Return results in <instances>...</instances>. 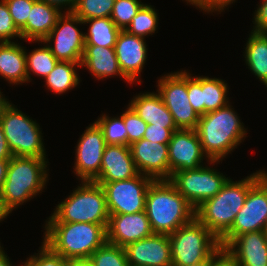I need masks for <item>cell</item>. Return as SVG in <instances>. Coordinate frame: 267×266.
<instances>
[{
	"mask_svg": "<svg viewBox=\"0 0 267 266\" xmlns=\"http://www.w3.org/2000/svg\"><path fill=\"white\" fill-rule=\"evenodd\" d=\"M259 170L239 181L228 179L222 189L195 209V217L219 240L229 231L249 189L266 173Z\"/></svg>",
	"mask_w": 267,
	"mask_h": 266,
	"instance_id": "1",
	"label": "cell"
},
{
	"mask_svg": "<svg viewBox=\"0 0 267 266\" xmlns=\"http://www.w3.org/2000/svg\"><path fill=\"white\" fill-rule=\"evenodd\" d=\"M145 213L154 234L170 235L195 217V209L170 180H153L146 194Z\"/></svg>",
	"mask_w": 267,
	"mask_h": 266,
	"instance_id": "2",
	"label": "cell"
},
{
	"mask_svg": "<svg viewBox=\"0 0 267 266\" xmlns=\"http://www.w3.org/2000/svg\"><path fill=\"white\" fill-rule=\"evenodd\" d=\"M195 130L204 154L213 161H222L247 135L230 104L201 115Z\"/></svg>",
	"mask_w": 267,
	"mask_h": 266,
	"instance_id": "3",
	"label": "cell"
},
{
	"mask_svg": "<svg viewBox=\"0 0 267 266\" xmlns=\"http://www.w3.org/2000/svg\"><path fill=\"white\" fill-rule=\"evenodd\" d=\"M107 225L46 222L43 243L65 259L89 258L107 242Z\"/></svg>",
	"mask_w": 267,
	"mask_h": 266,
	"instance_id": "4",
	"label": "cell"
},
{
	"mask_svg": "<svg viewBox=\"0 0 267 266\" xmlns=\"http://www.w3.org/2000/svg\"><path fill=\"white\" fill-rule=\"evenodd\" d=\"M46 158L13 156L0 192L1 199L13 211L40 194L48 181Z\"/></svg>",
	"mask_w": 267,
	"mask_h": 266,
	"instance_id": "5",
	"label": "cell"
},
{
	"mask_svg": "<svg viewBox=\"0 0 267 266\" xmlns=\"http://www.w3.org/2000/svg\"><path fill=\"white\" fill-rule=\"evenodd\" d=\"M78 188L59 203L46 222H85L108 225L109 211L104 189L93 181H81Z\"/></svg>",
	"mask_w": 267,
	"mask_h": 266,
	"instance_id": "6",
	"label": "cell"
},
{
	"mask_svg": "<svg viewBox=\"0 0 267 266\" xmlns=\"http://www.w3.org/2000/svg\"><path fill=\"white\" fill-rule=\"evenodd\" d=\"M172 266H190L210 260L220 248L219 239L196 217L169 235Z\"/></svg>",
	"mask_w": 267,
	"mask_h": 266,
	"instance_id": "7",
	"label": "cell"
},
{
	"mask_svg": "<svg viewBox=\"0 0 267 266\" xmlns=\"http://www.w3.org/2000/svg\"><path fill=\"white\" fill-rule=\"evenodd\" d=\"M15 107L10 103L0 119L12 155L46 158L39 124Z\"/></svg>",
	"mask_w": 267,
	"mask_h": 266,
	"instance_id": "8",
	"label": "cell"
},
{
	"mask_svg": "<svg viewBox=\"0 0 267 266\" xmlns=\"http://www.w3.org/2000/svg\"><path fill=\"white\" fill-rule=\"evenodd\" d=\"M267 222V172L249 189L243 207L235 216L229 231L219 240L226 248L237 236L263 231Z\"/></svg>",
	"mask_w": 267,
	"mask_h": 266,
	"instance_id": "9",
	"label": "cell"
},
{
	"mask_svg": "<svg viewBox=\"0 0 267 266\" xmlns=\"http://www.w3.org/2000/svg\"><path fill=\"white\" fill-rule=\"evenodd\" d=\"M158 94L172 114L178 129H196L199 114L189 102L187 93V71L180 70L160 77L157 81Z\"/></svg>",
	"mask_w": 267,
	"mask_h": 266,
	"instance_id": "10",
	"label": "cell"
},
{
	"mask_svg": "<svg viewBox=\"0 0 267 266\" xmlns=\"http://www.w3.org/2000/svg\"><path fill=\"white\" fill-rule=\"evenodd\" d=\"M214 168L201 166L196 169L177 171L170 181L188 203L194 208H198L204 201L214 197L228 181Z\"/></svg>",
	"mask_w": 267,
	"mask_h": 266,
	"instance_id": "11",
	"label": "cell"
},
{
	"mask_svg": "<svg viewBox=\"0 0 267 266\" xmlns=\"http://www.w3.org/2000/svg\"><path fill=\"white\" fill-rule=\"evenodd\" d=\"M76 24L82 25L83 21L73 12L63 11L51 32L42 41L34 42L47 44L58 61L81 63L85 39Z\"/></svg>",
	"mask_w": 267,
	"mask_h": 266,
	"instance_id": "12",
	"label": "cell"
},
{
	"mask_svg": "<svg viewBox=\"0 0 267 266\" xmlns=\"http://www.w3.org/2000/svg\"><path fill=\"white\" fill-rule=\"evenodd\" d=\"M152 181L139 173L128 180L95 183L104 189L109 214H133L145 211L146 194Z\"/></svg>",
	"mask_w": 267,
	"mask_h": 266,
	"instance_id": "13",
	"label": "cell"
},
{
	"mask_svg": "<svg viewBox=\"0 0 267 266\" xmlns=\"http://www.w3.org/2000/svg\"><path fill=\"white\" fill-rule=\"evenodd\" d=\"M106 146L103 133L94 122L86 127L75 147L74 173L81 181H95L100 174Z\"/></svg>",
	"mask_w": 267,
	"mask_h": 266,
	"instance_id": "14",
	"label": "cell"
},
{
	"mask_svg": "<svg viewBox=\"0 0 267 266\" xmlns=\"http://www.w3.org/2000/svg\"><path fill=\"white\" fill-rule=\"evenodd\" d=\"M168 157L171 177L177 171L191 170L203 166V159L208 160L210 164L220 162L207 158L195 129H178L173 132L168 143Z\"/></svg>",
	"mask_w": 267,
	"mask_h": 266,
	"instance_id": "15",
	"label": "cell"
},
{
	"mask_svg": "<svg viewBox=\"0 0 267 266\" xmlns=\"http://www.w3.org/2000/svg\"><path fill=\"white\" fill-rule=\"evenodd\" d=\"M229 88L222 79L194 76L187 72V93L191 106L199 116L229 104Z\"/></svg>",
	"mask_w": 267,
	"mask_h": 266,
	"instance_id": "16",
	"label": "cell"
},
{
	"mask_svg": "<svg viewBox=\"0 0 267 266\" xmlns=\"http://www.w3.org/2000/svg\"><path fill=\"white\" fill-rule=\"evenodd\" d=\"M129 147L140 174L153 180H170L168 143L141 139L132 143Z\"/></svg>",
	"mask_w": 267,
	"mask_h": 266,
	"instance_id": "17",
	"label": "cell"
},
{
	"mask_svg": "<svg viewBox=\"0 0 267 266\" xmlns=\"http://www.w3.org/2000/svg\"><path fill=\"white\" fill-rule=\"evenodd\" d=\"M129 266H172L169 235L153 234L125 247Z\"/></svg>",
	"mask_w": 267,
	"mask_h": 266,
	"instance_id": "18",
	"label": "cell"
},
{
	"mask_svg": "<svg viewBox=\"0 0 267 266\" xmlns=\"http://www.w3.org/2000/svg\"><path fill=\"white\" fill-rule=\"evenodd\" d=\"M106 231L107 242L120 247H126L132 242L154 234L145 211L133 214H110Z\"/></svg>",
	"mask_w": 267,
	"mask_h": 266,
	"instance_id": "19",
	"label": "cell"
},
{
	"mask_svg": "<svg viewBox=\"0 0 267 266\" xmlns=\"http://www.w3.org/2000/svg\"><path fill=\"white\" fill-rule=\"evenodd\" d=\"M144 39L121 30L114 46L120 70L131 83L137 80L141 83L138 77L145 65L148 50Z\"/></svg>",
	"mask_w": 267,
	"mask_h": 266,
	"instance_id": "20",
	"label": "cell"
},
{
	"mask_svg": "<svg viewBox=\"0 0 267 266\" xmlns=\"http://www.w3.org/2000/svg\"><path fill=\"white\" fill-rule=\"evenodd\" d=\"M138 174L129 146L106 144L100 174L94 182L128 180Z\"/></svg>",
	"mask_w": 267,
	"mask_h": 266,
	"instance_id": "21",
	"label": "cell"
},
{
	"mask_svg": "<svg viewBox=\"0 0 267 266\" xmlns=\"http://www.w3.org/2000/svg\"><path fill=\"white\" fill-rule=\"evenodd\" d=\"M225 250L238 266H267V238L263 231L241 234Z\"/></svg>",
	"mask_w": 267,
	"mask_h": 266,
	"instance_id": "22",
	"label": "cell"
},
{
	"mask_svg": "<svg viewBox=\"0 0 267 266\" xmlns=\"http://www.w3.org/2000/svg\"><path fill=\"white\" fill-rule=\"evenodd\" d=\"M62 11L56 6L36 0L30 10L26 25L20 30L21 40L42 41L56 25Z\"/></svg>",
	"mask_w": 267,
	"mask_h": 266,
	"instance_id": "23",
	"label": "cell"
},
{
	"mask_svg": "<svg viewBox=\"0 0 267 266\" xmlns=\"http://www.w3.org/2000/svg\"><path fill=\"white\" fill-rule=\"evenodd\" d=\"M82 66L86 67L96 80L119 75L125 82L131 83L120 70L114 47L85 45Z\"/></svg>",
	"mask_w": 267,
	"mask_h": 266,
	"instance_id": "24",
	"label": "cell"
},
{
	"mask_svg": "<svg viewBox=\"0 0 267 266\" xmlns=\"http://www.w3.org/2000/svg\"><path fill=\"white\" fill-rule=\"evenodd\" d=\"M137 115L147 124L164 126V128H177L172 114L163 103L161 96L156 92L140 93L133 97L128 104Z\"/></svg>",
	"mask_w": 267,
	"mask_h": 266,
	"instance_id": "25",
	"label": "cell"
},
{
	"mask_svg": "<svg viewBox=\"0 0 267 266\" xmlns=\"http://www.w3.org/2000/svg\"><path fill=\"white\" fill-rule=\"evenodd\" d=\"M25 52L16 42H0V76L9 84L28 82Z\"/></svg>",
	"mask_w": 267,
	"mask_h": 266,
	"instance_id": "26",
	"label": "cell"
},
{
	"mask_svg": "<svg viewBox=\"0 0 267 266\" xmlns=\"http://www.w3.org/2000/svg\"><path fill=\"white\" fill-rule=\"evenodd\" d=\"M245 48V63L251 73L267 86V32L251 31Z\"/></svg>",
	"mask_w": 267,
	"mask_h": 266,
	"instance_id": "27",
	"label": "cell"
},
{
	"mask_svg": "<svg viewBox=\"0 0 267 266\" xmlns=\"http://www.w3.org/2000/svg\"><path fill=\"white\" fill-rule=\"evenodd\" d=\"M76 67L81 68V63L58 61L45 78L47 88L60 95L77 87L80 78L79 74L76 73Z\"/></svg>",
	"mask_w": 267,
	"mask_h": 266,
	"instance_id": "28",
	"label": "cell"
},
{
	"mask_svg": "<svg viewBox=\"0 0 267 266\" xmlns=\"http://www.w3.org/2000/svg\"><path fill=\"white\" fill-rule=\"evenodd\" d=\"M84 24H90L89 33H84L85 45L115 46L121 29L115 25L110 17L84 20Z\"/></svg>",
	"mask_w": 267,
	"mask_h": 266,
	"instance_id": "29",
	"label": "cell"
},
{
	"mask_svg": "<svg viewBox=\"0 0 267 266\" xmlns=\"http://www.w3.org/2000/svg\"><path fill=\"white\" fill-rule=\"evenodd\" d=\"M25 56L28 82L31 80V72L45 79L58 62L47 44L44 47L35 48L29 54L25 52Z\"/></svg>",
	"mask_w": 267,
	"mask_h": 266,
	"instance_id": "30",
	"label": "cell"
},
{
	"mask_svg": "<svg viewBox=\"0 0 267 266\" xmlns=\"http://www.w3.org/2000/svg\"><path fill=\"white\" fill-rule=\"evenodd\" d=\"M158 14L151 5L144 4L125 29L128 33L145 38L155 33L158 27Z\"/></svg>",
	"mask_w": 267,
	"mask_h": 266,
	"instance_id": "31",
	"label": "cell"
},
{
	"mask_svg": "<svg viewBox=\"0 0 267 266\" xmlns=\"http://www.w3.org/2000/svg\"><path fill=\"white\" fill-rule=\"evenodd\" d=\"M95 123L101 129L106 144L128 146V135L124 125L123 113L114 118L102 114Z\"/></svg>",
	"mask_w": 267,
	"mask_h": 266,
	"instance_id": "32",
	"label": "cell"
},
{
	"mask_svg": "<svg viewBox=\"0 0 267 266\" xmlns=\"http://www.w3.org/2000/svg\"><path fill=\"white\" fill-rule=\"evenodd\" d=\"M89 261L93 266H129L125 247L108 242L96 249Z\"/></svg>",
	"mask_w": 267,
	"mask_h": 266,
	"instance_id": "33",
	"label": "cell"
},
{
	"mask_svg": "<svg viewBox=\"0 0 267 266\" xmlns=\"http://www.w3.org/2000/svg\"><path fill=\"white\" fill-rule=\"evenodd\" d=\"M115 0H77L72 12L82 21L110 17Z\"/></svg>",
	"mask_w": 267,
	"mask_h": 266,
	"instance_id": "34",
	"label": "cell"
},
{
	"mask_svg": "<svg viewBox=\"0 0 267 266\" xmlns=\"http://www.w3.org/2000/svg\"><path fill=\"white\" fill-rule=\"evenodd\" d=\"M144 4L140 0H115L111 20L121 30H125Z\"/></svg>",
	"mask_w": 267,
	"mask_h": 266,
	"instance_id": "35",
	"label": "cell"
},
{
	"mask_svg": "<svg viewBox=\"0 0 267 266\" xmlns=\"http://www.w3.org/2000/svg\"><path fill=\"white\" fill-rule=\"evenodd\" d=\"M123 119L128 135V146L143 139L148 124L129 105L123 113Z\"/></svg>",
	"mask_w": 267,
	"mask_h": 266,
	"instance_id": "36",
	"label": "cell"
},
{
	"mask_svg": "<svg viewBox=\"0 0 267 266\" xmlns=\"http://www.w3.org/2000/svg\"><path fill=\"white\" fill-rule=\"evenodd\" d=\"M19 37L21 32L14 24L9 8L4 0L0 1V42H10L12 38Z\"/></svg>",
	"mask_w": 267,
	"mask_h": 266,
	"instance_id": "37",
	"label": "cell"
},
{
	"mask_svg": "<svg viewBox=\"0 0 267 266\" xmlns=\"http://www.w3.org/2000/svg\"><path fill=\"white\" fill-rule=\"evenodd\" d=\"M14 24L21 30L27 23L30 10L36 0H4Z\"/></svg>",
	"mask_w": 267,
	"mask_h": 266,
	"instance_id": "38",
	"label": "cell"
},
{
	"mask_svg": "<svg viewBox=\"0 0 267 266\" xmlns=\"http://www.w3.org/2000/svg\"><path fill=\"white\" fill-rule=\"evenodd\" d=\"M38 252L28 258L35 266H65V258L53 252L43 242Z\"/></svg>",
	"mask_w": 267,
	"mask_h": 266,
	"instance_id": "39",
	"label": "cell"
},
{
	"mask_svg": "<svg viewBox=\"0 0 267 266\" xmlns=\"http://www.w3.org/2000/svg\"><path fill=\"white\" fill-rule=\"evenodd\" d=\"M177 130L178 128H164V126H154V124H148L143 139L151 142L169 143L173 132Z\"/></svg>",
	"mask_w": 267,
	"mask_h": 266,
	"instance_id": "40",
	"label": "cell"
},
{
	"mask_svg": "<svg viewBox=\"0 0 267 266\" xmlns=\"http://www.w3.org/2000/svg\"><path fill=\"white\" fill-rule=\"evenodd\" d=\"M187 4L194 5L196 8H199L203 12H219V14L227 9L229 5L235 0H185Z\"/></svg>",
	"mask_w": 267,
	"mask_h": 266,
	"instance_id": "41",
	"label": "cell"
},
{
	"mask_svg": "<svg viewBox=\"0 0 267 266\" xmlns=\"http://www.w3.org/2000/svg\"><path fill=\"white\" fill-rule=\"evenodd\" d=\"M253 17V31L267 32V0H261Z\"/></svg>",
	"mask_w": 267,
	"mask_h": 266,
	"instance_id": "42",
	"label": "cell"
},
{
	"mask_svg": "<svg viewBox=\"0 0 267 266\" xmlns=\"http://www.w3.org/2000/svg\"><path fill=\"white\" fill-rule=\"evenodd\" d=\"M210 266H238L234 258L224 249L219 251L210 259Z\"/></svg>",
	"mask_w": 267,
	"mask_h": 266,
	"instance_id": "43",
	"label": "cell"
},
{
	"mask_svg": "<svg viewBox=\"0 0 267 266\" xmlns=\"http://www.w3.org/2000/svg\"><path fill=\"white\" fill-rule=\"evenodd\" d=\"M12 157L13 155L8 147L3 128L0 124V159H11Z\"/></svg>",
	"mask_w": 267,
	"mask_h": 266,
	"instance_id": "44",
	"label": "cell"
},
{
	"mask_svg": "<svg viewBox=\"0 0 267 266\" xmlns=\"http://www.w3.org/2000/svg\"><path fill=\"white\" fill-rule=\"evenodd\" d=\"M41 1L49 3L50 5L56 6L60 10H62L64 7V9L67 10V12H72L77 0H41Z\"/></svg>",
	"mask_w": 267,
	"mask_h": 266,
	"instance_id": "45",
	"label": "cell"
},
{
	"mask_svg": "<svg viewBox=\"0 0 267 266\" xmlns=\"http://www.w3.org/2000/svg\"><path fill=\"white\" fill-rule=\"evenodd\" d=\"M10 159H0V192L3 188Z\"/></svg>",
	"mask_w": 267,
	"mask_h": 266,
	"instance_id": "46",
	"label": "cell"
},
{
	"mask_svg": "<svg viewBox=\"0 0 267 266\" xmlns=\"http://www.w3.org/2000/svg\"><path fill=\"white\" fill-rule=\"evenodd\" d=\"M65 266H93L89 258L65 259Z\"/></svg>",
	"mask_w": 267,
	"mask_h": 266,
	"instance_id": "47",
	"label": "cell"
},
{
	"mask_svg": "<svg viewBox=\"0 0 267 266\" xmlns=\"http://www.w3.org/2000/svg\"><path fill=\"white\" fill-rule=\"evenodd\" d=\"M9 213H12V211L6 206L5 202L0 197V221H3L4 218H7Z\"/></svg>",
	"mask_w": 267,
	"mask_h": 266,
	"instance_id": "48",
	"label": "cell"
},
{
	"mask_svg": "<svg viewBox=\"0 0 267 266\" xmlns=\"http://www.w3.org/2000/svg\"><path fill=\"white\" fill-rule=\"evenodd\" d=\"M0 266H14L10 263L9 257L5 254L3 246L0 247Z\"/></svg>",
	"mask_w": 267,
	"mask_h": 266,
	"instance_id": "49",
	"label": "cell"
},
{
	"mask_svg": "<svg viewBox=\"0 0 267 266\" xmlns=\"http://www.w3.org/2000/svg\"><path fill=\"white\" fill-rule=\"evenodd\" d=\"M7 100L8 99L2 95V92L0 90V119L3 116L5 109L10 105V102Z\"/></svg>",
	"mask_w": 267,
	"mask_h": 266,
	"instance_id": "50",
	"label": "cell"
},
{
	"mask_svg": "<svg viewBox=\"0 0 267 266\" xmlns=\"http://www.w3.org/2000/svg\"><path fill=\"white\" fill-rule=\"evenodd\" d=\"M190 266H210V260H205V261H202L200 263L190 265Z\"/></svg>",
	"mask_w": 267,
	"mask_h": 266,
	"instance_id": "51",
	"label": "cell"
},
{
	"mask_svg": "<svg viewBox=\"0 0 267 266\" xmlns=\"http://www.w3.org/2000/svg\"><path fill=\"white\" fill-rule=\"evenodd\" d=\"M19 266H35L28 258L25 262L20 264Z\"/></svg>",
	"mask_w": 267,
	"mask_h": 266,
	"instance_id": "52",
	"label": "cell"
},
{
	"mask_svg": "<svg viewBox=\"0 0 267 266\" xmlns=\"http://www.w3.org/2000/svg\"><path fill=\"white\" fill-rule=\"evenodd\" d=\"M263 232H264V234H265V236L267 238V222L265 223V227L263 229Z\"/></svg>",
	"mask_w": 267,
	"mask_h": 266,
	"instance_id": "53",
	"label": "cell"
}]
</instances>
